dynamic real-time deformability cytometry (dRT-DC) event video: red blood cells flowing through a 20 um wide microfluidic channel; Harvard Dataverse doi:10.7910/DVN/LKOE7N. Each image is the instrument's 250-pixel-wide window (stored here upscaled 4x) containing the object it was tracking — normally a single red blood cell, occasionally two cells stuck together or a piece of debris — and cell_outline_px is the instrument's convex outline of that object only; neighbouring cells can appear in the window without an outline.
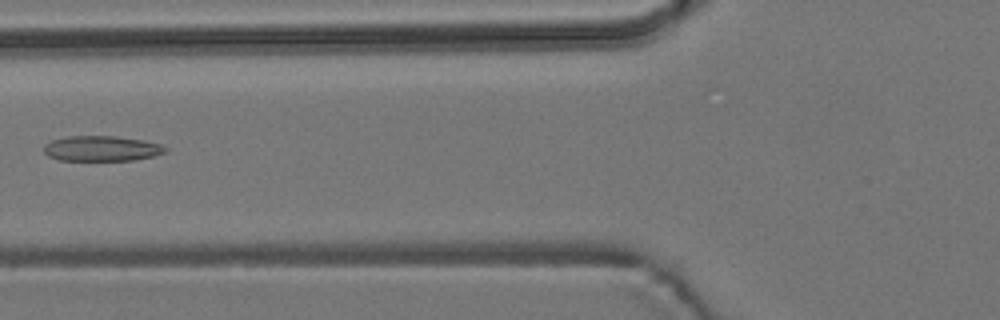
{"species": "common noctule bat (a hibernating species)", "species_latin": "Nyctalus noctula", "temperature_condition": "room temperature", "stored_images_in_passage": 4, "camera_frame_rate_fps": 3000, "um_per_image_px": 0.085, "animal": {"sex": "male", "body_mass_g": 19.2, "forearm_length_mm": 51.8}, "frame": {"image": 1, "passage_image": 3, "time_ms": 2.333, "image_size_px": [1000, 320], "cell_outline_px": [[168, 152], [152, 156], [132, 160], [60, 160], [48, 156], [44, 152], [44, 144], [52, 140], [68, 136], [116, 136], [144, 140], [160, 144], [168, 148]], "centroid_in_image_um": [8.65, 12.62], "position_along_channel_um": 117.2, "area_um2": 17.92}}
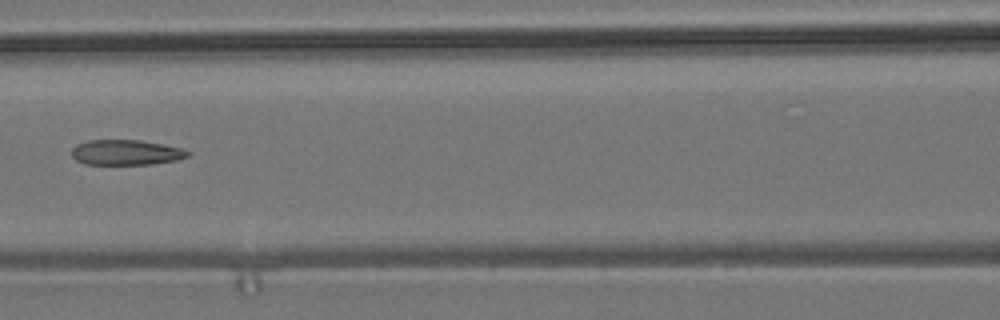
{"frame": {"image": 2, "passage_image": 4, "time_ms": 3.333, "image_size_px": [1000, 320], "cell_outline_px": [[192, 152], [188, 156], [176, 160], [152, 164], [84, 164], [76, 160], [72, 156], [72, 148], [76, 144], [88, 140], [140, 140], [184, 148]], "centroid_in_image_um": [10.72, 12.95], "position_along_channel_um": 155.9, "area_um2": 17.17}}